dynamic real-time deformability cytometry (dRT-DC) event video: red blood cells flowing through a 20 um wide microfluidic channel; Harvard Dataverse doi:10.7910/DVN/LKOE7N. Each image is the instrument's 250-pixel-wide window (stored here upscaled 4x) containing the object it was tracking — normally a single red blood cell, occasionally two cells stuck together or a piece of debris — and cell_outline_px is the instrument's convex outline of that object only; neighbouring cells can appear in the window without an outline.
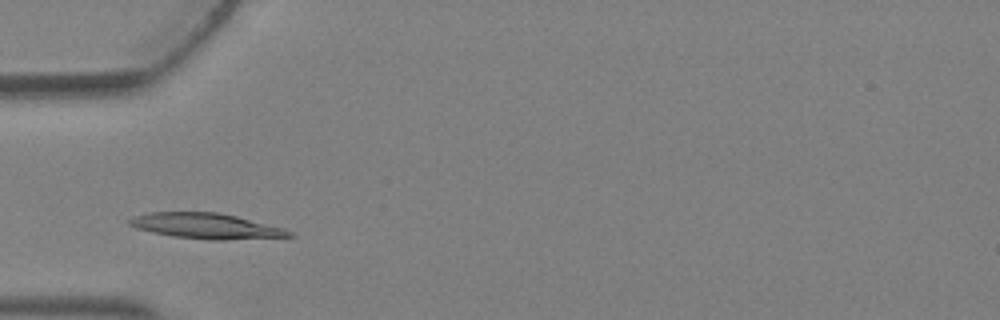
{"species": "Egyptian fruit bat (a non-hibernating species)", "species_latin": "Rousettus aegyptiacus", "temperature_condition": "warm", "stored_images_in_passage": 4, "camera_frame_rate_fps": 3000, "um_per_image_px": 0.085, "animal": {"sex": "female"}, "frame": {"image": 1, "passage_image": 2, "time_ms": 0.333, "image_size_px": [1000, 320], "cell_outline_px": [[296, 236], [224, 240], [208, 240], [172, 236], [152, 232], [136, 228], [128, 224], [128, 220], [136, 216], [148, 212], [220, 212], [284, 228], [292, 232]], "centroid_in_image_um": [17.53, 19.21], "position_along_channel_um": 67.5, "area_um2": 23.7}}